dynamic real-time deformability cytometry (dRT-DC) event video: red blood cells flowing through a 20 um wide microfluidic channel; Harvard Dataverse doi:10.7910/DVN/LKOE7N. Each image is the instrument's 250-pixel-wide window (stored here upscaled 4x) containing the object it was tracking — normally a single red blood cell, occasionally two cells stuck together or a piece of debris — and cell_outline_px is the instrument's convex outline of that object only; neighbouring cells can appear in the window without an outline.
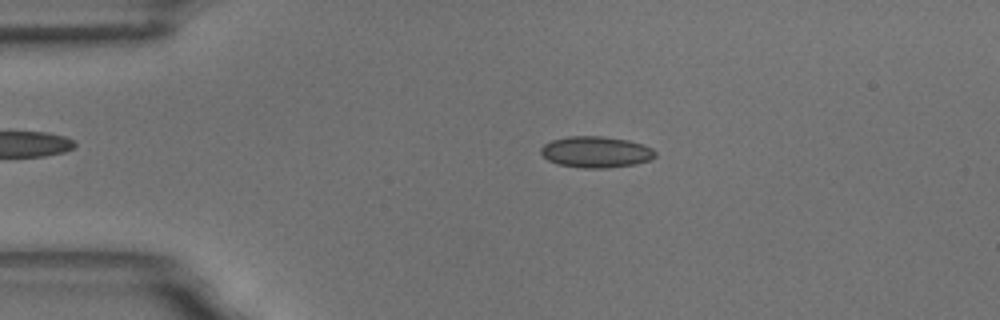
{"species": "common noctule bat (a hibernating species)", "species_latin": "Nyctalus noctula", "temperature_condition": "room temperature", "stored_images_in_passage": 58, "camera_frame_rate_fps": 3000, "um_per_image_px": 0.085, "animal": {"sex": "male", "body_mass_g": 18.8}, "frame": {"image": 1, "passage_image": 12, "time_ms": 3.667, "image_size_px": [1000, 320], "cell_outline_px": [[656, 156], [648, 160], [636, 164], [608, 168], [584, 168], [560, 164], [548, 160], [540, 152], [540, 148], [544, 144], [552, 140], [568, 136], [600, 136], [628, 140], [644, 144], [652, 148], [656, 152]], "centroid_in_image_um": [50.67, 12.91], "position_along_channel_um": 34.3, "area_um2": 20.81}}
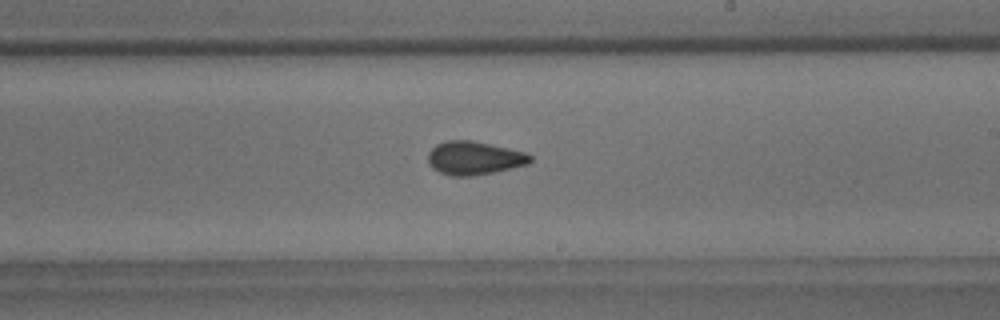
{"frame": {"image": 2, "passage_image": 34, "time_ms": 11.0, "image_size_px": [1000, 320], "cell_outline_px": [[532, 160], [528, 164], [492, 172], [472, 176], [452, 176], [440, 172], [432, 168], [428, 164], [428, 152], [436, 144], [444, 140], [472, 140], [524, 152], [532, 156]], "centroid_in_image_um": [40.26, 13.43], "position_along_channel_um": 248.7, "area_um2": 19.83}}
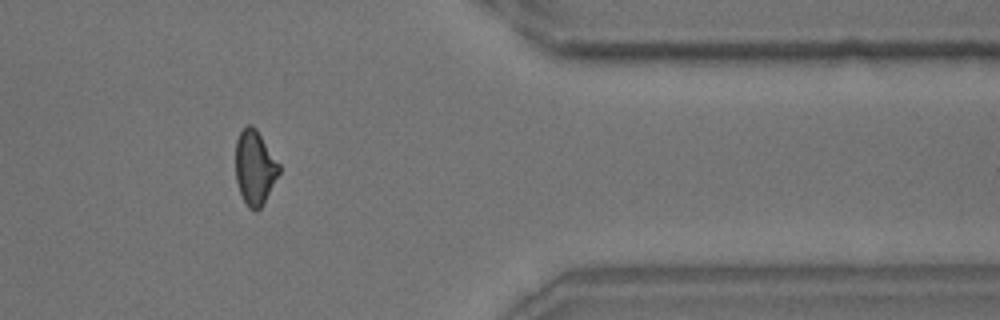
{"frame": {"image": 3, "passage_image": 48, "time_ms": 15.667, "image_size_px": [1000, 320], "cell_outline_px": [[280, 172], [260, 208], [256, 212], [248, 208], [240, 192], [236, 180], [236, 140], [240, 132], [248, 124], [252, 124], [256, 128], [280, 164]], "centroid_in_image_um": [21.66, 14.23], "position_along_channel_um": 389.7, "area_um2": 18.73}, "authors_computed_cell_mechanics": {"area_um2": 19.3341, "velocity_mm_per_s": 3.4546, "shape_relaxation_time_tau1_ms": 7.8545, "shape_relaxation_time_tau2_ms": 1.8496, "deformation_change_tau1": 0.1161, "deformation_change_tau2": 0.0816}}